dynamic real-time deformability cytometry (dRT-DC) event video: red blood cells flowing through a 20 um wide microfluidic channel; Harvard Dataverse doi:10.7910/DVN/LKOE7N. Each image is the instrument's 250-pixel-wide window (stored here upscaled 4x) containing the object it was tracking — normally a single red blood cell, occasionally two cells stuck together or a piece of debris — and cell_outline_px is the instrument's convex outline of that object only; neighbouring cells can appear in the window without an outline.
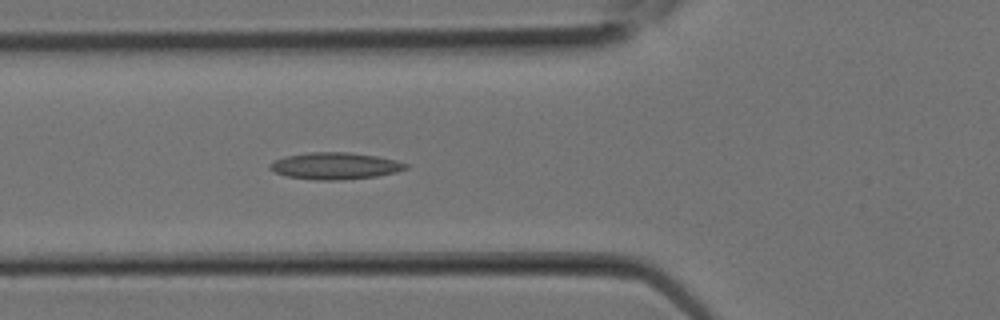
{"species": "Egyptian fruit bat (a non-hibernating species)", "species_latin": "Rousettus aegyptiacus", "temperature_condition": "room temperature", "stored_images_in_passage": 9, "camera_frame_rate_fps": 3000, "um_per_image_px": 0.085, "animal": {"sex": "female"}, "frame": {"image": 1, "passage_image": 9, "time_ms": 2.667, "image_size_px": [1000, 320], "cell_outline_px": [[408, 168], [396, 172], [376, 176], [340, 180], [312, 180], [288, 176], [276, 172], [268, 168], [268, 164], [272, 160], [284, 156], [308, 152], [348, 152], [376, 156], [396, 160], [408, 164]], "centroid_in_image_um": [28.44, 14.09], "position_along_channel_um": 97.4, "area_um2": 21.33}}